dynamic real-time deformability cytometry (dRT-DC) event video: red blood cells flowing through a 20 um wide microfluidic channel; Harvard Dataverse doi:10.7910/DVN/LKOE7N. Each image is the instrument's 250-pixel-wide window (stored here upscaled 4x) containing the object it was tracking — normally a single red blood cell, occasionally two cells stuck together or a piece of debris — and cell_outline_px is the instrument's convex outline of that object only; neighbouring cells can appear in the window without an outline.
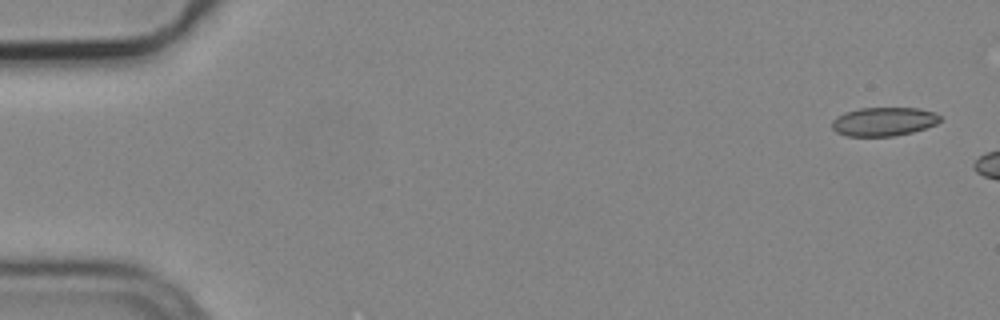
{"species": "common noctule bat (a hibernating species)", "species_latin": "Nyctalus noctula", "temperature_condition": "cold", "stored_images_in_passage": 3, "camera_frame_rate_fps": 3000, "um_per_image_px": 0.085, "animal": {"sex": "male", "body_mass_g": 19.2, "forearm_length_mm": 51.8}, "frame": {"image": 1, "passage_image": 1, "time_ms": 0.0, "image_size_px": [1000, 320], "cell_outline_px": [[940, 120], [936, 124], [912, 132], [892, 136], [848, 136], [836, 132], [832, 128], [832, 120], [836, 116], [844, 112], [860, 108], [920, 108], [936, 112], [940, 116]], "centroid_in_image_um": [75.1, 10.32], "position_along_channel_um": 9.9, "area_um2": 18.15}}